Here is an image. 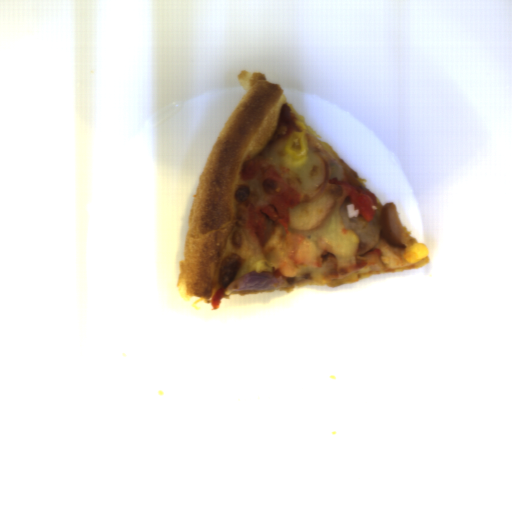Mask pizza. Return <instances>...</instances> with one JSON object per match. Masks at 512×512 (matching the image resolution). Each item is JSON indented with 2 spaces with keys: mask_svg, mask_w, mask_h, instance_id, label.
Masks as SVG:
<instances>
[{
  "mask_svg": "<svg viewBox=\"0 0 512 512\" xmlns=\"http://www.w3.org/2000/svg\"><path fill=\"white\" fill-rule=\"evenodd\" d=\"M344 205H345L346 214L348 215V217L350 219L353 217H359V210L355 209L349 196L347 198H345Z\"/></svg>",
  "mask_w": 512,
  "mask_h": 512,
  "instance_id": "obj_2",
  "label": "pizza"
},
{
  "mask_svg": "<svg viewBox=\"0 0 512 512\" xmlns=\"http://www.w3.org/2000/svg\"><path fill=\"white\" fill-rule=\"evenodd\" d=\"M376 202H377V209H376V215H375V218L374 219H377L379 225L381 223V209H382V205L381 203L376 199Z\"/></svg>",
  "mask_w": 512,
  "mask_h": 512,
  "instance_id": "obj_4",
  "label": "pizza"
},
{
  "mask_svg": "<svg viewBox=\"0 0 512 512\" xmlns=\"http://www.w3.org/2000/svg\"><path fill=\"white\" fill-rule=\"evenodd\" d=\"M402 227H403V231H404V236H405V241H406V244H407V248L411 247L414 244H417L418 241H417L416 237L411 236L413 231L407 230L403 225H402Z\"/></svg>",
  "mask_w": 512,
  "mask_h": 512,
  "instance_id": "obj_3",
  "label": "pizza"
},
{
  "mask_svg": "<svg viewBox=\"0 0 512 512\" xmlns=\"http://www.w3.org/2000/svg\"><path fill=\"white\" fill-rule=\"evenodd\" d=\"M358 180H359L360 184H361L362 186H364V187H365V184H366V182H367V179H361V178H358Z\"/></svg>",
  "mask_w": 512,
  "mask_h": 512,
  "instance_id": "obj_5",
  "label": "pizza"
},
{
  "mask_svg": "<svg viewBox=\"0 0 512 512\" xmlns=\"http://www.w3.org/2000/svg\"><path fill=\"white\" fill-rule=\"evenodd\" d=\"M246 92L226 119L198 176V185L188 212V229L184 239L183 260L178 261L176 288L183 301L200 298L197 303L212 304L219 288L222 298L246 296L272 291L292 293L297 287H338L357 283L372 274L395 273L420 269L430 262V256L409 263L403 256L407 248L390 246L381 234L375 246L385 265L383 271H356L331 281H324L320 269L291 262L285 247L287 235L280 223L264 247L255 243L246 227L236 222V207L240 202L261 201L263 191L254 180H242L244 160L266 156V148L280 139L288 141L293 131L305 130L315 137L333 157L340 158L322 136L305 122L304 115L287 102L284 89L270 83L263 71L241 70L236 76ZM341 159V158H340ZM267 270L288 284L283 288L255 291H227L226 286L246 273Z\"/></svg>",
  "mask_w": 512,
  "mask_h": 512,
  "instance_id": "obj_1",
  "label": "pizza"
}]
</instances>
